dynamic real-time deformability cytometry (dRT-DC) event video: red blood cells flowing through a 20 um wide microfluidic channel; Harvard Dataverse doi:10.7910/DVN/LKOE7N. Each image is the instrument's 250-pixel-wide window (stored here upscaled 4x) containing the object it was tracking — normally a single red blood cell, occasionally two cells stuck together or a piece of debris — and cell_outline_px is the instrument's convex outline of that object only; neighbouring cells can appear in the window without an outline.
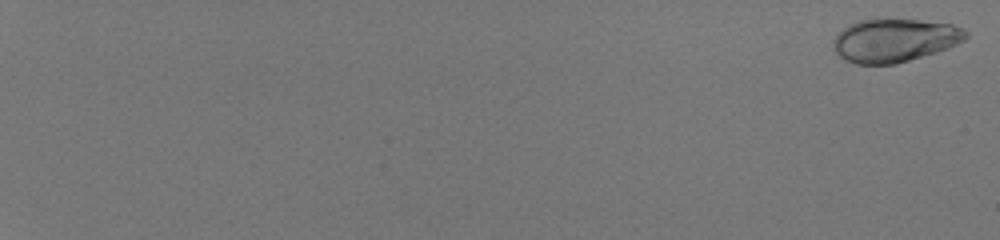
{"species": "human", "species_latin": "Homo sapiens", "temperature_condition": "room temperature", "stored_images_in_passage": 56, "camera_frame_rate_fps": 3000, "um_per_image_px": 0.085, "donor": {"sex": "male"}, "frame": {"image": 1, "passage_image": 1, "time_ms": 0.0, "image_size_px": [1000, 240], "cell_outline_px": [[968, 36], [964, 40], [948, 48], [936, 52], [896, 64], [856, 64], [840, 56], [832, 48], [832, 40], [848, 24], [860, 20], [916, 20], [952, 24], [964, 28], [968, 32]], "centroid_in_image_um": [76.05, 3.43], "position_along_channel_um": 9.0, "area_um2": 33.18}}
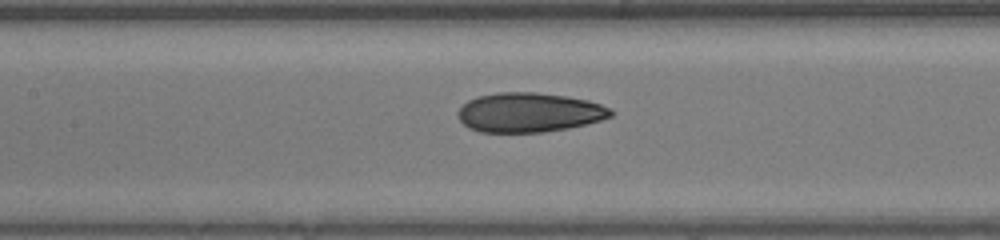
{"frame": {"image": 2, "passage_image": 33, "time_ms": 10.667, "image_size_px": [1000, 240], "cell_outline_px": [[616, 112], [612, 116], [600, 120], [568, 128], [544, 132], [480, 132], [468, 128], [460, 120], [460, 108], [468, 100], [476, 96], [496, 92], [536, 92], [568, 96], [588, 100], [600, 104]], "centroid_in_image_um": [44.99, 9.55], "position_along_channel_um": 162.4, "area_um2": 35.14}}
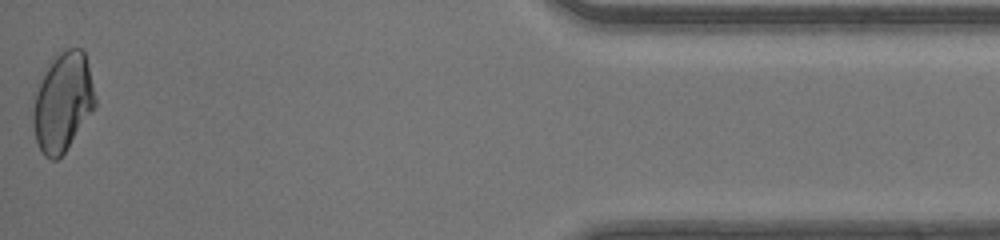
{"frame": {"image": 3, "passage_image": 56, "time_ms": 18.333, "image_size_px": [1000, 240], "cell_outline_px": [[96, 104], [64, 152], [56, 160], [52, 160], [44, 156], [36, 140], [32, 124], [32, 92], [52, 56], [56, 52], [64, 48], [84, 48], [96, 100]], "centroid_in_image_um": [5.27, 8.6], "position_along_channel_um": 429.9, "area_um2": 36.24}, "authors_computed_cell_mechanics": {"area_um2": 34.391, "velocity_mm_per_s": 4.1912, "shape_relaxation_time_tau1_ms": 6.707, "shape_relaxation_time_tau2_ms": 1.0001, "deformation_change_tau1": 0.1885, "deformation_change_tau2": 0.0498}}